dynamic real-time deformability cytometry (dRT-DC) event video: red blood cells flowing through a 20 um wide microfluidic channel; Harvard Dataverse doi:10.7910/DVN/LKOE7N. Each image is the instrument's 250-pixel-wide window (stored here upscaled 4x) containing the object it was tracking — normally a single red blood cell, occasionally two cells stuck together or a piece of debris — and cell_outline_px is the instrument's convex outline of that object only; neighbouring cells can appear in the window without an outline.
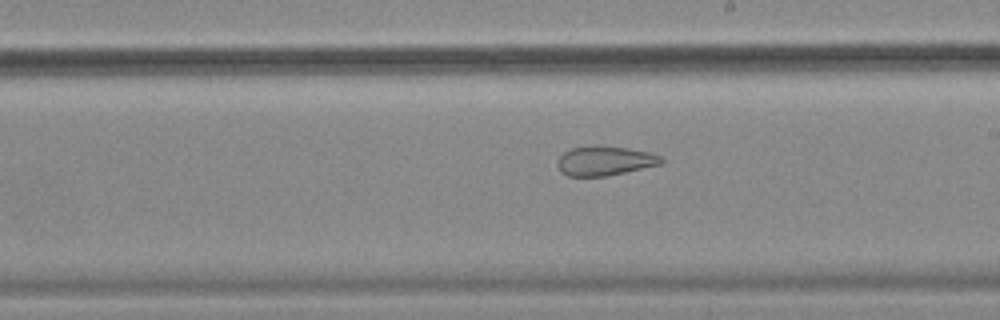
{"species": "common noctule bat (a hibernating species)", "species_latin": "Nyctalus noctula", "temperature_condition": "cold", "stored_images_in_passage": 31, "camera_frame_rate_fps": 3000, "um_per_image_px": 0.085, "animal": {"sex": "female", "body_mass_g": 18.4}, "frame": {"image": 1, "passage_image": 18, "time_ms": 5.667, "image_size_px": [1000, 320], "cell_outline_px": [[664, 164], [608, 176], [568, 176], [560, 172], [556, 164], [556, 160], [564, 152], [572, 148], [628, 148], [648, 152], [660, 156], [664, 160]], "centroid_in_image_um": [51.42, 13.72], "position_along_channel_um": 237.6, "area_um2": 17.4}}